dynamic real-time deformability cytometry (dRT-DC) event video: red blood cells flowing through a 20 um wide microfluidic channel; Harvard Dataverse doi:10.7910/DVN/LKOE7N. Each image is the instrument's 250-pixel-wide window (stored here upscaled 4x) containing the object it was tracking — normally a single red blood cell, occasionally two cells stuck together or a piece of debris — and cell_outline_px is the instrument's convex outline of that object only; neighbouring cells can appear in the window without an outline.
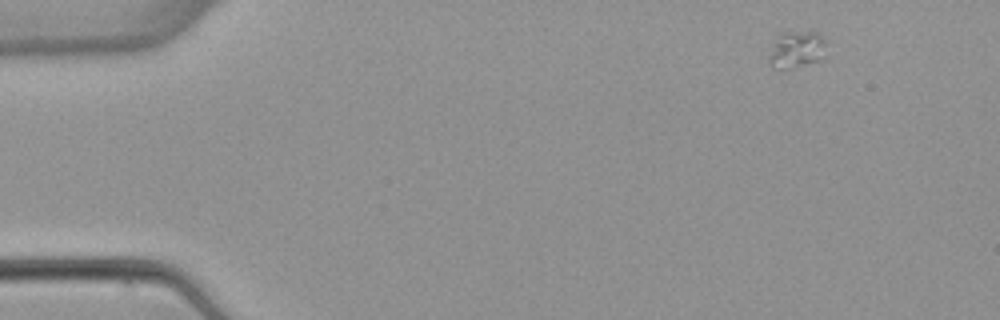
{"species": "common noctule bat (a hibernating species)", "species_latin": "Nyctalus noctula", "temperature_condition": "warm", "stored_images_in_passage": 2, "camera_frame_rate_fps": 3000, "um_per_image_px": 0.085, "animal": {"sex": "female", "body_mass_g": 22.7, "forearm_length_mm": 54.2}, "frame": {"image": 1, "passage_image": 1, "time_ms": 0.0, "image_size_px": [1000, 320], "cell_outline_px": [[824, 44], [816, 60], [792, 68], [772, 68], [768, 64], [768, 56], [776, 36], [784, 32], [816, 32], [820, 36]], "centroid_in_image_um": [67.55, 4.2], "position_along_channel_um": 17.4, "area_um2": 11.68}}